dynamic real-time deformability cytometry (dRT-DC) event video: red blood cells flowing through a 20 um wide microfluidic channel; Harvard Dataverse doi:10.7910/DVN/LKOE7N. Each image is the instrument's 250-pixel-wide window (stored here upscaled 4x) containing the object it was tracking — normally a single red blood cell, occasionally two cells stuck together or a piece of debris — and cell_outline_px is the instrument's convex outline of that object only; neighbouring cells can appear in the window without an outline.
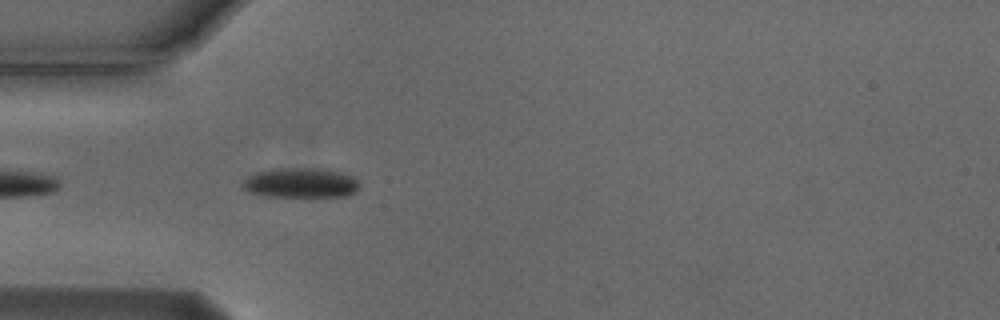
{"species": "Egyptian fruit bat (a non-hibernating species)", "species_latin": "Rousettus aegyptiacus", "temperature_condition": "cold", "stored_images_in_passage": 41, "camera_frame_rate_fps": 3000, "um_per_image_px": 0.085, "animal": {"sex": "male"}, "frame": {"image": 1, "passage_image": 3, "time_ms": 0.667, "image_size_px": [1000, 320], "cell_outline_px": [[360, 188], [356, 192], [348, 196], [264, 196], [248, 192], [240, 184], [240, 180], [256, 172], [272, 168], [324, 168], [344, 172], [352, 176], [360, 184]], "centroid_in_image_um": [25.55, 15.53], "position_along_channel_um": 59.4, "area_um2": 20.81}}
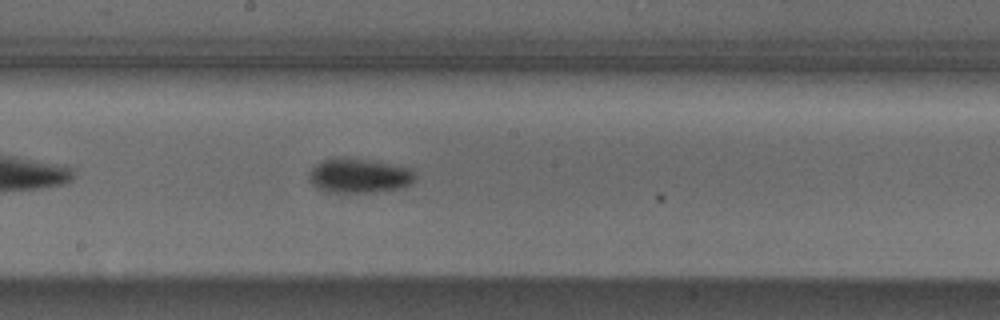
{"frame": {"image": 2, "passage_image": 16, "time_ms": 5.0, "image_size_px": [1000, 320], "cell_outline_px": [[416, 180], [400, 188], [372, 192], [328, 192], [316, 188], [308, 180], [308, 172], [316, 164], [324, 160], [340, 156], [368, 160], [392, 164], [412, 168], [416, 176]], "centroid_in_image_um": [30.5, 14.92], "position_along_channel_um": 217.7, "area_um2": 21.5}}
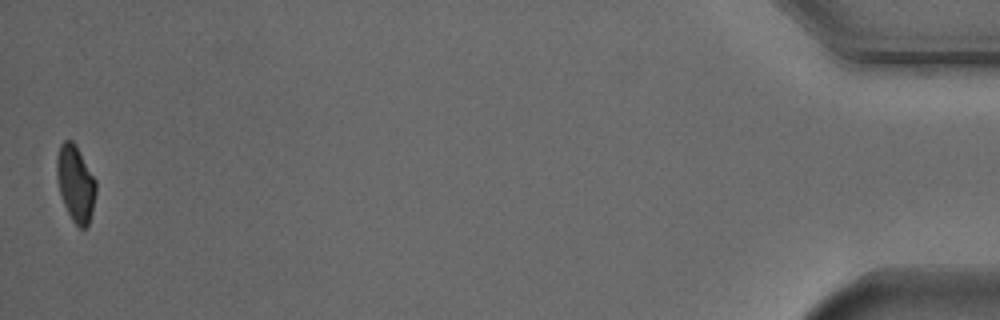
{"frame": {"image": 3, "passage_image": 41, "time_ms": 13.333, "image_size_px": [1000, 320], "cell_outline_px": [[96, 192], [92, 212], [88, 224], [84, 228], [80, 228], [72, 220], [64, 204], [60, 192], [56, 176], [56, 160], [60, 144], [64, 140], [72, 140], [76, 144], [96, 180]], "centroid_in_image_um": [6.42, 15.56], "position_along_channel_um": 428.8, "area_um2": 17.4}, "authors_computed_cell_mechanics": {"area_um2": 19.8254, "velocity_mm_per_s": 3.7219, "shape_relaxation_time_tau1_ms": 1.632, "shape_relaxation_time_tau2_ms": null, "deformation_change_tau1": 0.0889, "deformation_change_tau2": null}}